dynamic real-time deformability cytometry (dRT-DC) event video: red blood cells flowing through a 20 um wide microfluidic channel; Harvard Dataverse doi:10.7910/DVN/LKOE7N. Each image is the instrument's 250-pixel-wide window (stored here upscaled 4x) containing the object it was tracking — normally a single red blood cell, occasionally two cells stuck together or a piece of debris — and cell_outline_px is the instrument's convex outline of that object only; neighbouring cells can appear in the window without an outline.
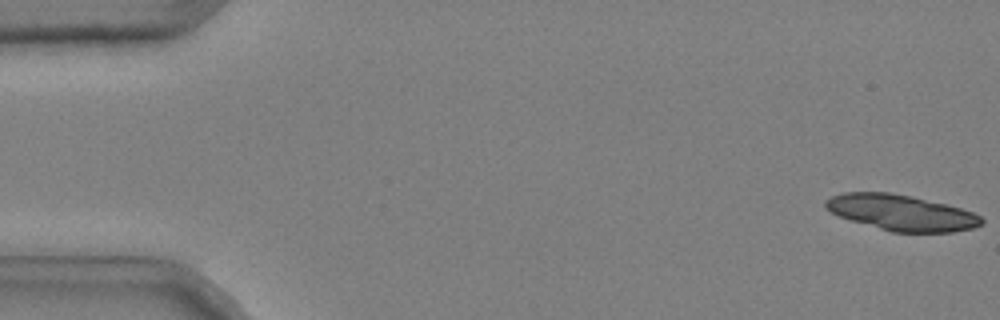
{"species": "common noctule bat (a hibernating species)", "species_latin": "Nyctalus noctula", "temperature_condition": "cold", "stored_images_in_passage": 48, "camera_frame_rate_fps": 3000, "um_per_image_px": 0.085, "animal": {"sex": "male", "body_mass_g": 20.4}, "frame": {"image": 1, "passage_image": 1, "time_ms": 0.0, "image_size_px": [1000, 320], "cell_outline_px": [[984, 224], [972, 228], [952, 232], [892, 232], [852, 220], [840, 216], [824, 208], [824, 200], [832, 196], [844, 192], [888, 192], [908, 196], [944, 204], [960, 208], [972, 212], [980, 216], [984, 220]], "centroid_in_image_um": [76.6, 18.08], "position_along_channel_um": 8.4, "area_um2": 32.08}}
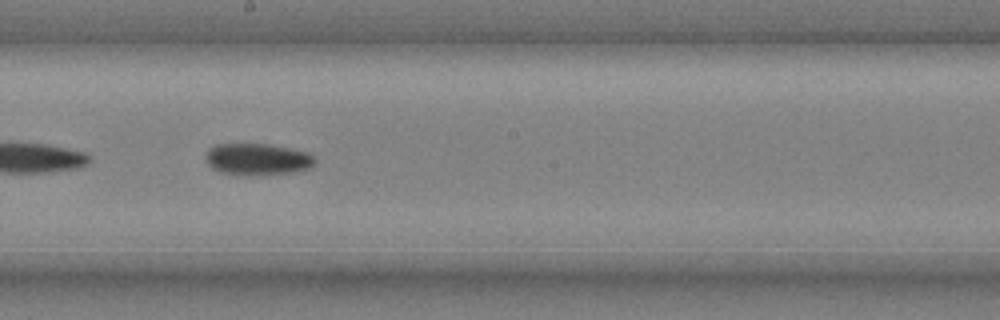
{"frame": {"image": 2, "passage_image": 30, "time_ms": 9.667, "image_size_px": [1000, 320], "cell_outline_px": [[316, 164], [312, 168], [288, 172], [252, 176], [244, 176], [220, 172], [212, 168], [208, 164], [204, 156], [208, 148], [216, 144], [268, 144], [308, 152], [316, 156]], "centroid_in_image_um": [21.88, 13.54], "position_along_channel_um": 226.3, "area_um2": 20.52}}
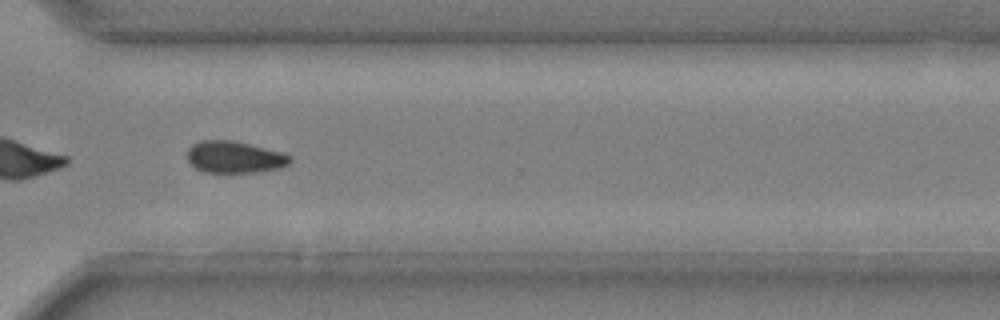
{"frame": {"image": 3, "passage_image": 40, "time_ms": 13.0, "image_size_px": [1000, 320], "cell_outline_px": [[292, 160], [288, 164], [280, 168], [256, 172], [204, 172], [196, 168], [188, 160], [188, 148], [192, 144], [200, 140], [232, 140], [284, 152], [292, 156]], "centroid_in_image_um": [19.96, 13.34], "position_along_channel_um": 350.6, "area_um2": 19.13}}